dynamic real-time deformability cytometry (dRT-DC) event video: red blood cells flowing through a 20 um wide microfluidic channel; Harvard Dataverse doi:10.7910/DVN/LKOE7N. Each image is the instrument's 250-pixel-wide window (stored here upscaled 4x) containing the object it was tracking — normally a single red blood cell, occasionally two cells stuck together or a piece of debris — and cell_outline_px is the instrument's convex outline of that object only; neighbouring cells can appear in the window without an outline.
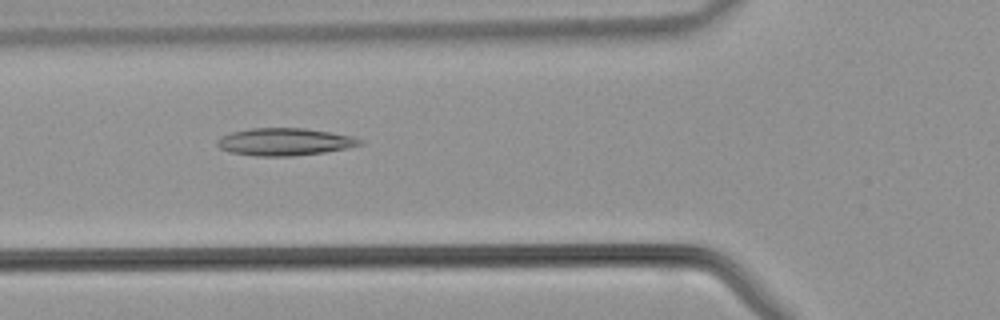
{"species": "common noctule bat (a hibernating species)", "species_latin": "Nyctalus noctula", "temperature_condition": "warm", "stored_images_in_passage": 41, "camera_frame_rate_fps": 3000, "um_per_image_px": 0.085, "animal": {"sex": "male", "body_mass_g": 21.5, "forearm_length_mm": 52.0}, "frame": {"image": 1, "passage_image": 14, "time_ms": 4.333, "image_size_px": [1000, 320], "cell_outline_px": [[364, 144], [324, 152], [292, 156], [256, 156], [228, 152], [220, 148], [216, 144], [216, 140], [220, 136], [232, 132], [248, 128], [304, 128], [352, 136], [364, 140]], "centroid_in_image_um": [24.15, 12.05], "position_along_channel_um": 101.7, "area_um2": 22.83}}
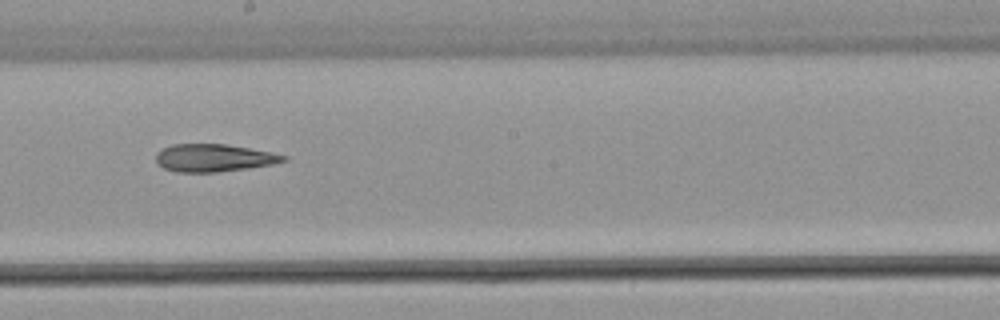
{"frame": {"image": 2, "passage_image": 22, "time_ms": 7.0, "image_size_px": [1000, 320], "cell_outline_px": [[288, 160], [272, 164], [248, 168], [216, 172], [176, 172], [164, 168], [156, 160], [156, 152], [172, 144], [224, 144], [272, 152], [288, 156]], "centroid_in_image_um": [18.19, 13.42], "position_along_channel_um": 230.0, "area_um2": 20.4}}
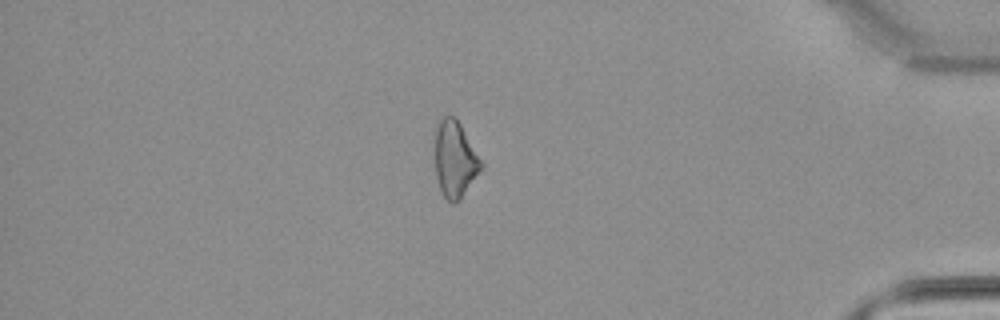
{"frame": {"image": 3, "passage_image": 35, "time_ms": 11.333, "image_size_px": [1000, 320], "cell_outline_px": [[484, 168], [460, 200], [456, 204], [452, 204], [444, 196], [440, 188], [436, 176], [436, 124], [444, 116], [456, 116], [484, 164]], "centroid_in_image_um": [38.71, 13.56], "position_along_channel_um": 396.5, "area_um2": 20.69}}